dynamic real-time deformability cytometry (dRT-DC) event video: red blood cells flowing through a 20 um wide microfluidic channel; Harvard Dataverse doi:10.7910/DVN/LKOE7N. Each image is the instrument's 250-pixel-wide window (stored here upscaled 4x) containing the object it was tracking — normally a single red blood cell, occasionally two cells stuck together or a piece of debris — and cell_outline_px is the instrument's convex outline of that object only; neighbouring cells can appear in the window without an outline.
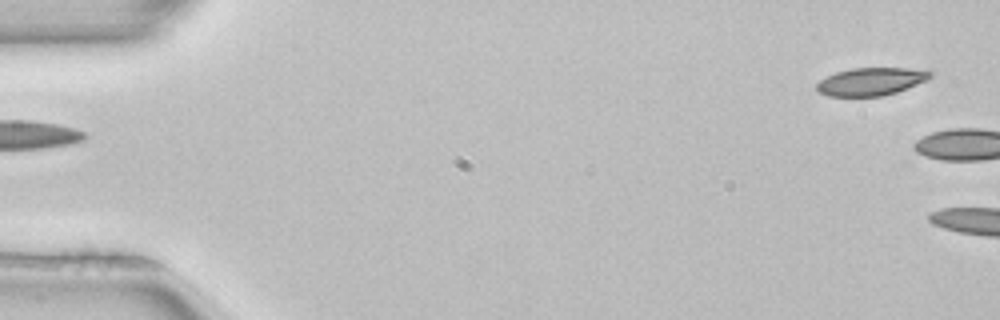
{"species": "common noctule bat (a hibernating species)", "species_latin": "Nyctalus noctula", "temperature_condition": "room temperature", "stored_images_in_passage": 2, "camera_frame_rate_fps": 3000, "um_per_image_px": 0.085, "animal": {"sex": "female", "body_mass_g": 22.7, "forearm_length_mm": 54.2}, "frame": {"image": 1, "passage_image": 1, "time_ms": 0.0, "image_size_px": [1000, 320], "cell_outline_px": [[932, 76], [928, 80], [896, 92], [884, 96], [828, 96], [820, 92], [816, 88], [816, 84], [820, 80], [836, 72], [852, 68], [908, 68], [932, 72]], "centroid_in_image_um": [74.03, 6.93], "position_along_channel_um": 11.0, "area_um2": 18.26}}